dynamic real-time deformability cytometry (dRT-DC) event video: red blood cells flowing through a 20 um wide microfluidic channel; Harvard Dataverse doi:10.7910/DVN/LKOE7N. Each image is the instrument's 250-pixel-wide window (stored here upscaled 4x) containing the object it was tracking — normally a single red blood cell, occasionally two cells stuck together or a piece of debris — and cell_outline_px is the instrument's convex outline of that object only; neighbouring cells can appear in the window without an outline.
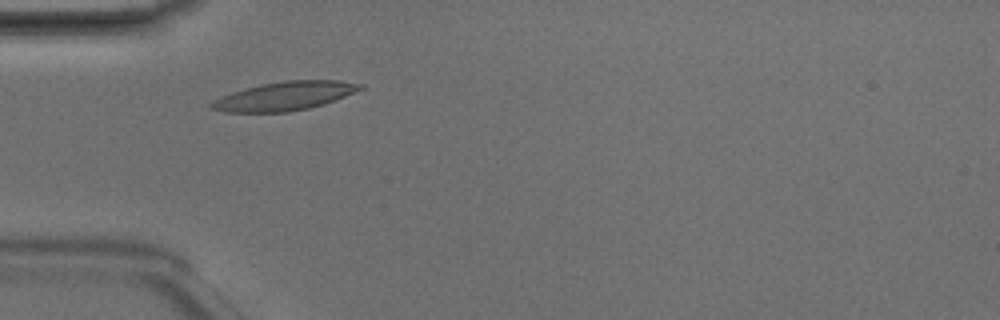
{"species": "Egyptian fruit bat (a non-hibernating species)", "species_latin": "Rousettus aegyptiacus", "temperature_condition": "room temperature", "stored_images_in_passage": 4, "camera_frame_rate_fps": 3000, "um_per_image_px": 0.085, "animal": {"sex": "male"}, "frame": {"image": 1, "passage_image": 2, "time_ms": 0.333, "image_size_px": [1000, 320], "cell_outline_px": [[364, 88], [324, 104], [308, 108], [288, 112], [224, 112], [208, 108], [208, 104], [232, 92], [244, 88], [260, 84], [284, 80], [340, 80], [364, 84]], "centroid_in_image_um": [24.19, 8.16], "position_along_channel_um": 60.8, "area_um2": 24.85}}